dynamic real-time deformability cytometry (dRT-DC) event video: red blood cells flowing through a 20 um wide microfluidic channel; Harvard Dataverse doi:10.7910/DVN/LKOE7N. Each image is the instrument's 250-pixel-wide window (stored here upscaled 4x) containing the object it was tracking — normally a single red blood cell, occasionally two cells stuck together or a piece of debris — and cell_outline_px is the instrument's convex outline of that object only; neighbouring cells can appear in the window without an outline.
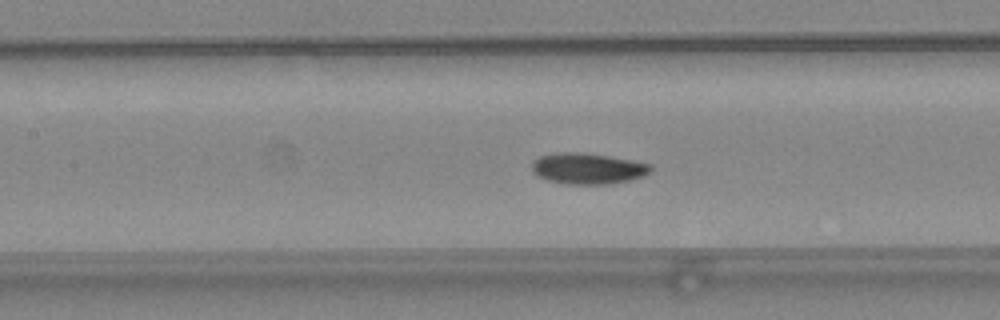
{"species": "common noctule bat (a hibernating species)", "species_latin": "Nyctalus noctula", "temperature_condition": "warm", "stored_images_in_passage": 45, "camera_frame_rate_fps": 3000, "um_per_image_px": 0.085, "animal": {"sex": "female", "body_mass_g": 24.6, "forearm_length_mm": 56.2}, "frame": {"image": 1, "passage_image": 19, "time_ms": 6.0, "image_size_px": [1000, 320], "cell_outline_px": [[652, 168], [644, 176], [628, 180], [608, 184], [568, 184], [548, 180], [536, 176], [532, 172], [532, 160], [540, 156], [552, 152], [584, 152], [632, 160], [652, 164]], "centroid_in_image_um": [49.91, 14.31], "position_along_channel_um": 157.5, "area_um2": 21.62}}
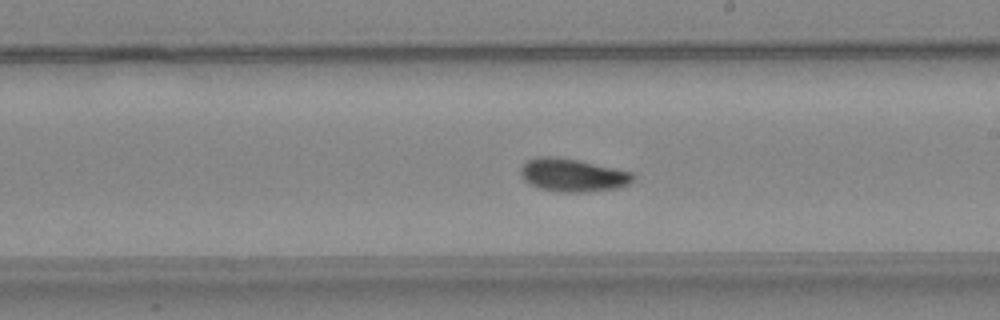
{"frame": {"image": 2, "passage_image": 25, "time_ms": 8.0, "image_size_px": [1000, 320], "cell_outline_px": [[636, 176], [628, 184], [620, 188], [584, 192], [560, 192], [540, 188], [524, 180], [520, 172], [520, 168], [528, 160], [536, 156], [552, 156], [576, 160], [632, 172]], "centroid_in_image_um": [48.68, 14.89], "position_along_channel_um": 240.3, "area_um2": 21.44}}
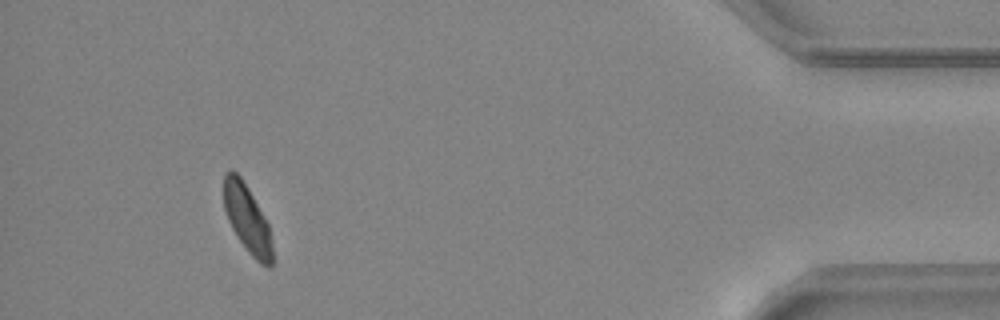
{"frame": {"image": 3, "passage_image": 42, "time_ms": 13.667, "image_size_px": [1000, 320], "cell_outline_px": [[272, 264], [268, 268], [260, 264], [248, 252], [232, 228], [228, 220], [224, 208], [224, 172], [232, 168], [240, 176], [248, 188], [268, 224], [272, 244]], "centroid_in_image_um": [21.0, 18.59], "position_along_channel_um": 414.2, "area_um2": 19.02}, "authors_computed_cell_mechanics": {"area_um2": 20.4612, "velocity_mm_per_s": 4.1554, "shape_relaxation_time_tau1_ms": 3.2802, "shape_relaxation_time_tau2_ms": null, "deformation_change_tau1": 0.1075, "deformation_change_tau2": null}}